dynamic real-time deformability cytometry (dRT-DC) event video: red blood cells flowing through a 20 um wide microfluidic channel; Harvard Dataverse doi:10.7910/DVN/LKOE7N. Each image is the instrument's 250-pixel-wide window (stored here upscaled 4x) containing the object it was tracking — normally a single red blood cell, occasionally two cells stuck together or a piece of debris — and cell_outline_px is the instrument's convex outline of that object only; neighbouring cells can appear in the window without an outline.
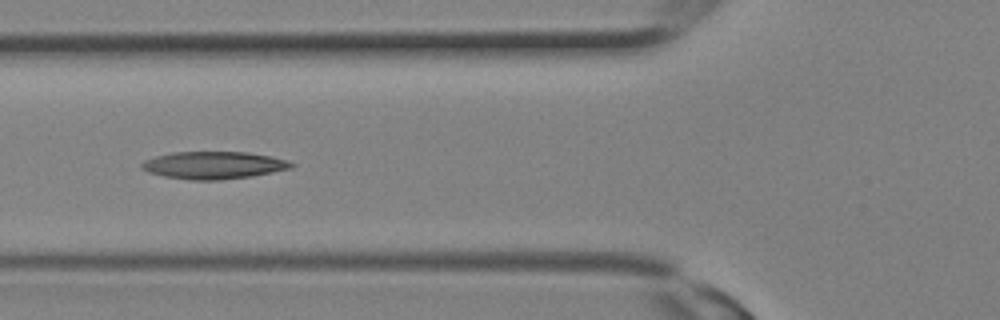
{"species": "Egyptian fruit bat (a non-hibernating species)", "species_latin": "Rousettus aegyptiacus", "temperature_condition": "room temperature", "stored_images_in_passage": 13, "camera_frame_rate_fps": 3000, "um_per_image_px": 0.085, "animal": {"sex": "female"}, "frame": {"image": 1, "passage_image": 10, "time_ms": 3.0, "image_size_px": [1000, 320], "cell_outline_px": [[296, 164], [292, 168], [252, 176], [220, 180], [188, 180], [164, 176], [148, 172], [140, 168], [140, 164], [144, 160], [156, 156], [172, 152], [248, 152], [272, 156]], "centroid_in_image_um": [18.14, 14.04], "position_along_channel_um": 107.7, "area_um2": 23.99}}
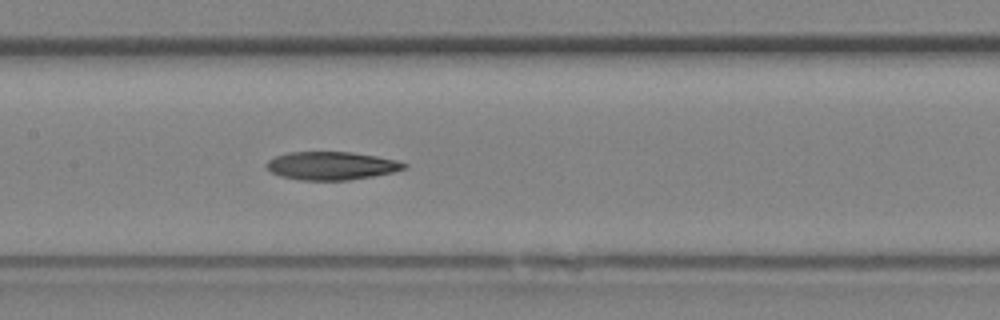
{"frame": {"image": 2, "passage_image": 13, "time_ms": 4.0, "image_size_px": [1000, 320], "cell_outline_px": [[408, 168], [392, 172], [372, 176], [348, 180], [300, 180], [280, 176], [272, 172], [264, 164], [268, 160], [276, 156], [288, 152], [352, 152], [376, 156], [396, 160], [408, 164]], "centroid_in_image_um": [28.17, 14.08], "position_along_channel_um": 179.2, "area_um2": 22.54}}